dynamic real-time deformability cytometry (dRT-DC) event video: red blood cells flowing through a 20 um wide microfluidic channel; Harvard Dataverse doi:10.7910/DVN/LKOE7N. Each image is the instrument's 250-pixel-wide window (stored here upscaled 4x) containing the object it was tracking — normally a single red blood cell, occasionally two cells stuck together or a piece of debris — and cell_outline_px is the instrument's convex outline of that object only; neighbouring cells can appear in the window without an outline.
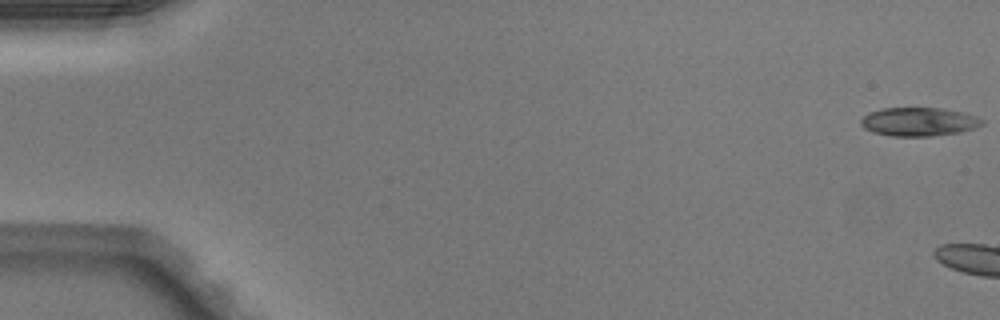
{"species": "Egyptian fruit bat (a non-hibernating species)", "species_latin": "Rousettus aegyptiacus", "temperature_condition": "warm", "stored_images_in_passage": 5, "camera_frame_rate_fps": 3000, "um_per_image_px": 0.085, "animal": {"sex": "male"}, "frame": {"image": 1, "passage_image": 1, "time_ms": 0.0, "image_size_px": [1000, 320], "cell_outline_px": [[984, 124], [976, 128], [960, 132], [932, 136], [892, 136], [872, 132], [864, 128], [860, 124], [860, 120], [868, 112], [884, 108], [944, 108], [964, 112], [976, 116], [984, 120]], "centroid_in_image_um": [78.12, 10.35], "position_along_channel_um": 6.9, "area_um2": 20.4}}